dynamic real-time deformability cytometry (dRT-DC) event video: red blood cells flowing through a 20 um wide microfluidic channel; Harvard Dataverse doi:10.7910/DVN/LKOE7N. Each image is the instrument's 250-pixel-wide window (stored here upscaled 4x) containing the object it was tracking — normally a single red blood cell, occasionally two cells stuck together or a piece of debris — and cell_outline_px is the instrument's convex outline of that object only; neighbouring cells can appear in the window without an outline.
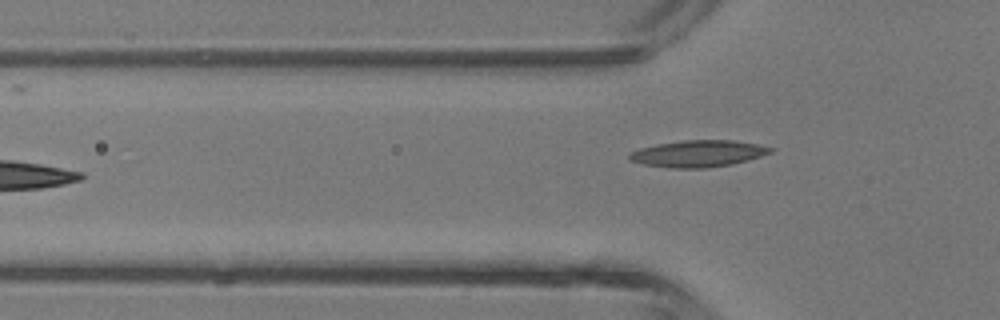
{"species": "common noctule bat (a hibernating species)", "species_latin": "Nyctalus noctula", "temperature_condition": "room temperature", "stored_images_in_passage": 5, "camera_frame_rate_fps": 3000, "um_per_image_px": 0.085, "animal": {"sex": "male", "body_mass_g": 13.3}, "frame": {"image": 1, "passage_image": 4, "time_ms": 3.667, "image_size_px": [1000, 320], "cell_outline_px": [[776, 148], [772, 152], [748, 160], [732, 164], [704, 168], [672, 168], [644, 164], [628, 160], [628, 156], [632, 152], [640, 148], [656, 144], [684, 140], [732, 140], [756, 144]], "centroid_in_image_um": [59.35, 13.05], "position_along_channel_um": 66.4, "area_um2": 21.85}}
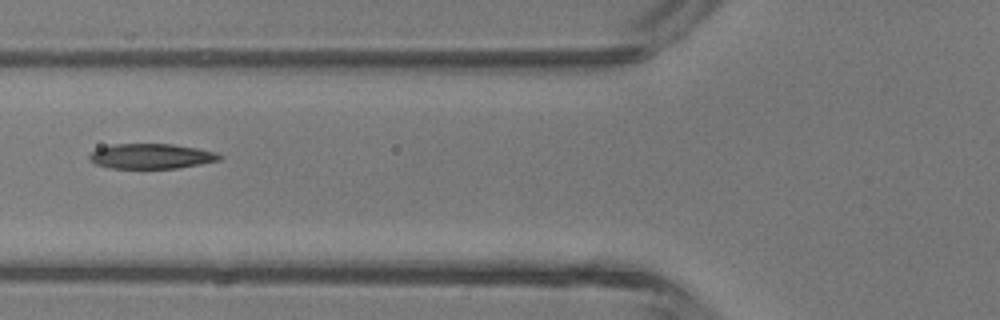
{"frame": {"image": 2, "passage_image": 5, "time_ms": 4.667, "image_size_px": [1000, 320], "cell_outline_px": [[224, 156], [220, 160], [180, 168], [108, 168], [96, 164], [88, 160], [88, 156], [96, 148], [112, 144], [172, 144], [196, 148], [216, 152]], "centroid_in_image_um": [12.84, 13.28], "position_along_channel_um": 113.0, "area_um2": 19.13}}